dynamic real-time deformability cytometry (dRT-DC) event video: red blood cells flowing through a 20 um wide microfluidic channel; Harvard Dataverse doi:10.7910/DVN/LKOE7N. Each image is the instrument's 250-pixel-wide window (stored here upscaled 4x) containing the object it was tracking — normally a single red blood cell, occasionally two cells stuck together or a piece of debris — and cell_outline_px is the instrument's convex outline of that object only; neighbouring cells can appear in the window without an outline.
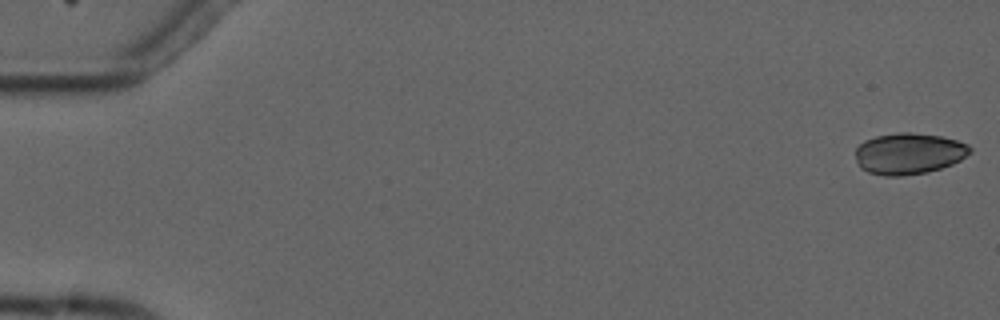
{"species": "common noctule bat (a hibernating species)", "species_latin": "Nyctalus noctula", "temperature_condition": "cold", "stored_images_in_passage": 5, "camera_frame_rate_fps": 3000, "um_per_image_px": 0.085, "animal": {"sex": "male", "forearm_length_mm": 52.5}, "frame": {"image": 1, "passage_image": 1, "time_ms": 0.0, "image_size_px": [1000, 320], "cell_outline_px": [[972, 152], [960, 160], [952, 164], [928, 172], [904, 176], [884, 176], [868, 172], [860, 168], [856, 160], [856, 148], [864, 140], [876, 136], [900, 132], [908, 132], [940, 136], [956, 140], [968, 144], [972, 148]], "centroid_in_image_um": [77.25, 13.06], "position_along_channel_um": 7.8, "area_um2": 27.69}}